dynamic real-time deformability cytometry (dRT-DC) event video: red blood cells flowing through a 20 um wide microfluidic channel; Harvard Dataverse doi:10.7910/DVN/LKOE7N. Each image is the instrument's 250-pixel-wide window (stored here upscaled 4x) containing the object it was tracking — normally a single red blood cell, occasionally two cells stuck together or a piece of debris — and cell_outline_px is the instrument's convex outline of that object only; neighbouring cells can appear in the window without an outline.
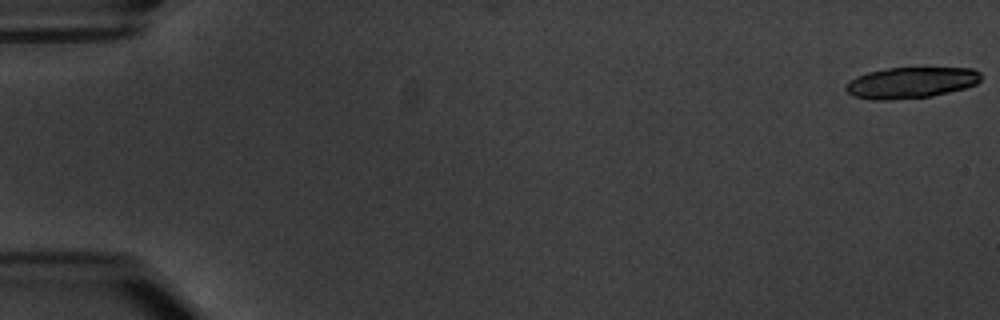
{"species": "common noctule bat (a hibernating species)", "species_latin": "Nyctalus noctula", "temperature_condition": "warm", "stored_images_in_passage": 7, "camera_frame_rate_fps": 3000, "um_per_image_px": 0.085, "animal": {"sex": "male", "body_mass_g": 20.1, "forearm_length_mm": 53.5}, "frame": {"image": 1, "passage_image": 1, "time_ms": 0.0, "image_size_px": [1000, 320], "cell_outline_px": [[980, 80], [976, 84], [964, 88], [932, 96], [888, 100], [872, 100], [852, 96], [844, 88], [844, 84], [856, 76], [868, 72], [888, 68], [972, 68], [980, 72]], "centroid_in_image_um": [77.38, 7.03], "position_along_channel_um": 7.6, "area_um2": 24.51}}
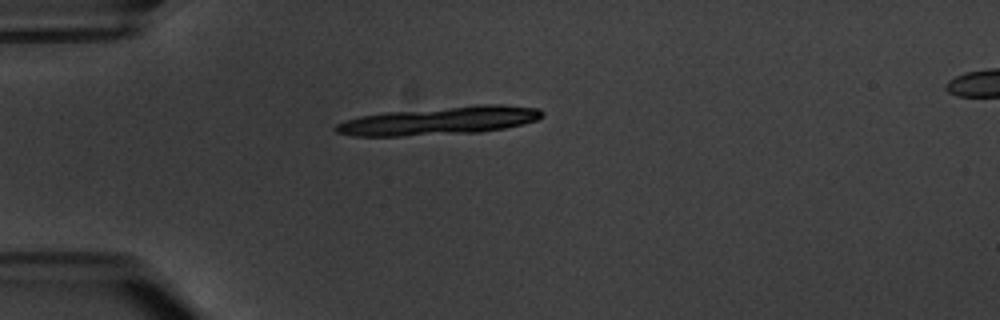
{"frame": {"image": 2, "passage_image": 5, "time_ms": 5.333, "image_size_px": [1000, 320], "cell_outline_px": [[544, 112], [536, 120], [524, 124], [504, 128], [480, 132], [400, 136], [352, 136], [336, 132], [332, 128], [336, 124], [360, 116], [388, 112], [476, 104], [500, 104], [540, 108]], "centroid_in_image_um": [37.37, 10.26], "position_along_channel_um": 47.6, "area_um2": 33.87}}